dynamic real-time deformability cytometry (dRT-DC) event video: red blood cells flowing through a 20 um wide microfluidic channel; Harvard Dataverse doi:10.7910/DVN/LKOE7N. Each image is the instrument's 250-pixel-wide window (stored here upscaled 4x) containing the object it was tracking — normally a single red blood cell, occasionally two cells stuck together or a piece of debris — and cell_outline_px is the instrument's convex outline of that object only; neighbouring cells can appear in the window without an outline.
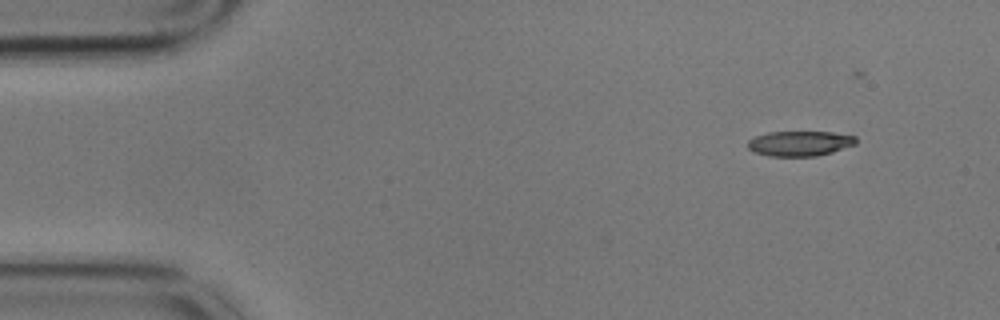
{"species": "common noctule bat (a hibernating species)", "species_latin": "Nyctalus noctula", "temperature_condition": "cold", "stored_images_in_passage": 40, "camera_frame_rate_fps": 3000, "um_per_image_px": 0.085, "animal": {"sex": "male", "body_mass_g": 17.9}, "frame": {"image": 1, "passage_image": 1, "time_ms": 0.0, "image_size_px": [1000, 320], "cell_outline_px": [[856, 144], [832, 152], [816, 156], [768, 156], [752, 152], [748, 148], [748, 140], [756, 136], [768, 132], [832, 132], [856, 136]], "centroid_in_image_um": [67.96, 12.19], "position_along_channel_um": 17.0, "area_um2": 15.84}}
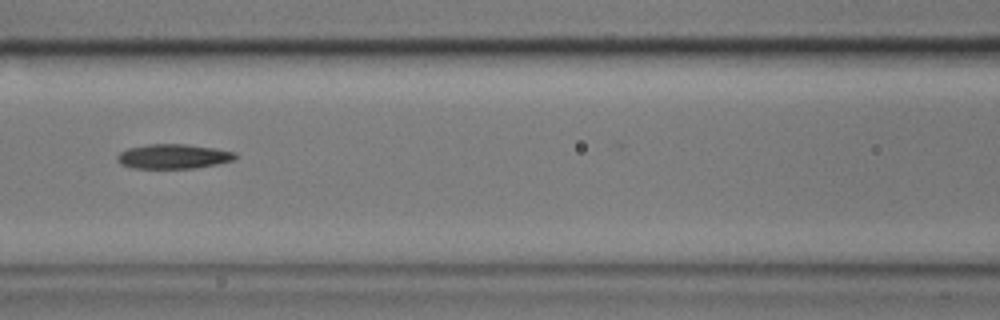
{"frame": {"image": 2, "passage_image": 20, "time_ms": 6.333, "image_size_px": [1000, 320], "cell_outline_px": [[236, 160], [196, 168], [132, 168], [120, 164], [116, 160], [116, 156], [120, 152], [128, 148], [148, 144], [184, 144], [216, 148], [236, 152]], "centroid_in_image_um": [14.73, 13.29], "position_along_channel_um": 151.9, "area_um2": 17.05}}
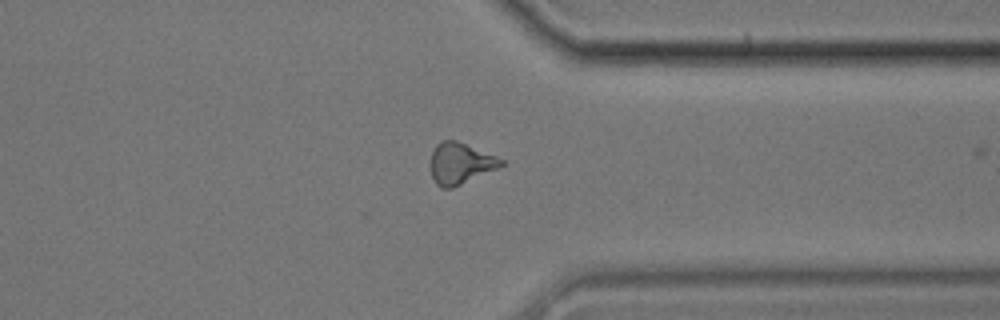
{"frame": {"image": 3, "passage_image": 39, "time_ms": 12.667, "image_size_px": [1000, 320], "cell_outline_px": [[504, 164], [496, 168], [452, 188], [440, 188], [436, 184], [432, 176], [428, 164], [432, 152], [436, 144], [440, 140], [456, 140], [496, 156], [504, 160]], "centroid_in_image_um": [39.06, 13.88], "position_along_channel_um": 372.3, "area_um2": 16.94}}